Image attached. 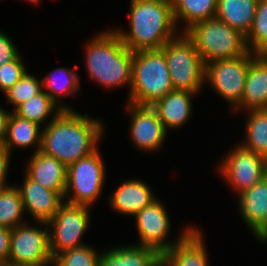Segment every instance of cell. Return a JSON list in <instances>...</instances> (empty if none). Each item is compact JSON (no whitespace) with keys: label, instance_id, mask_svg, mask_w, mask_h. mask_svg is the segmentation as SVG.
I'll return each mask as SVG.
<instances>
[{"label":"cell","instance_id":"obj_1","mask_svg":"<svg viewBox=\"0 0 267 266\" xmlns=\"http://www.w3.org/2000/svg\"><path fill=\"white\" fill-rule=\"evenodd\" d=\"M104 123L75 110H61L42 128L41 150L66 167L98 148Z\"/></svg>","mask_w":267,"mask_h":266},{"label":"cell","instance_id":"obj_2","mask_svg":"<svg viewBox=\"0 0 267 266\" xmlns=\"http://www.w3.org/2000/svg\"><path fill=\"white\" fill-rule=\"evenodd\" d=\"M128 18V31L113 30L132 52L161 49L180 33H176L173 5L164 0H130Z\"/></svg>","mask_w":267,"mask_h":266},{"label":"cell","instance_id":"obj_3","mask_svg":"<svg viewBox=\"0 0 267 266\" xmlns=\"http://www.w3.org/2000/svg\"><path fill=\"white\" fill-rule=\"evenodd\" d=\"M85 63L89 78L102 87H123L132 81L133 52L114 30L96 34L85 46Z\"/></svg>","mask_w":267,"mask_h":266},{"label":"cell","instance_id":"obj_4","mask_svg":"<svg viewBox=\"0 0 267 266\" xmlns=\"http://www.w3.org/2000/svg\"><path fill=\"white\" fill-rule=\"evenodd\" d=\"M172 90V80L161 49L133 52L132 81L127 102L151 106Z\"/></svg>","mask_w":267,"mask_h":266},{"label":"cell","instance_id":"obj_5","mask_svg":"<svg viewBox=\"0 0 267 266\" xmlns=\"http://www.w3.org/2000/svg\"><path fill=\"white\" fill-rule=\"evenodd\" d=\"M185 33L193 40L205 65L249 52L246 36L216 17L195 23Z\"/></svg>","mask_w":267,"mask_h":266},{"label":"cell","instance_id":"obj_6","mask_svg":"<svg viewBox=\"0 0 267 266\" xmlns=\"http://www.w3.org/2000/svg\"><path fill=\"white\" fill-rule=\"evenodd\" d=\"M164 52L167 68L174 90H186L200 93L205 84L206 65L193 40L181 32L161 48Z\"/></svg>","mask_w":267,"mask_h":266},{"label":"cell","instance_id":"obj_7","mask_svg":"<svg viewBox=\"0 0 267 266\" xmlns=\"http://www.w3.org/2000/svg\"><path fill=\"white\" fill-rule=\"evenodd\" d=\"M98 150L67 167L65 202L91 207L100 197L106 179V166Z\"/></svg>","mask_w":267,"mask_h":266},{"label":"cell","instance_id":"obj_8","mask_svg":"<svg viewBox=\"0 0 267 266\" xmlns=\"http://www.w3.org/2000/svg\"><path fill=\"white\" fill-rule=\"evenodd\" d=\"M255 53L214 60L206 64L205 83H209L216 93L227 100L232 110L241 102L247 71L257 57Z\"/></svg>","mask_w":267,"mask_h":266},{"label":"cell","instance_id":"obj_9","mask_svg":"<svg viewBox=\"0 0 267 266\" xmlns=\"http://www.w3.org/2000/svg\"><path fill=\"white\" fill-rule=\"evenodd\" d=\"M88 206L63 202L54 217L47 223L52 257L86 245L81 241L88 228L90 211ZM51 230V231H50Z\"/></svg>","mask_w":267,"mask_h":266},{"label":"cell","instance_id":"obj_10","mask_svg":"<svg viewBox=\"0 0 267 266\" xmlns=\"http://www.w3.org/2000/svg\"><path fill=\"white\" fill-rule=\"evenodd\" d=\"M217 168L221 178L232 186L238 196L267 175V159L237 144L233 150L227 152Z\"/></svg>","mask_w":267,"mask_h":266},{"label":"cell","instance_id":"obj_11","mask_svg":"<svg viewBox=\"0 0 267 266\" xmlns=\"http://www.w3.org/2000/svg\"><path fill=\"white\" fill-rule=\"evenodd\" d=\"M44 228H37L28 223L13 228L10 238L9 261L20 266L51 265L53 257L47 223Z\"/></svg>","mask_w":267,"mask_h":266},{"label":"cell","instance_id":"obj_12","mask_svg":"<svg viewBox=\"0 0 267 266\" xmlns=\"http://www.w3.org/2000/svg\"><path fill=\"white\" fill-rule=\"evenodd\" d=\"M159 199L153 201L138 211L136 218V229L139 236L140 246L155 249L161 255L170 250L193 226H187L181 231L174 241L167 239L170 232V221L166 207Z\"/></svg>","mask_w":267,"mask_h":266},{"label":"cell","instance_id":"obj_13","mask_svg":"<svg viewBox=\"0 0 267 266\" xmlns=\"http://www.w3.org/2000/svg\"><path fill=\"white\" fill-rule=\"evenodd\" d=\"M131 115L130 138L134 146L146 152H158L166 138V129L151 106L127 102Z\"/></svg>","mask_w":267,"mask_h":266},{"label":"cell","instance_id":"obj_14","mask_svg":"<svg viewBox=\"0 0 267 266\" xmlns=\"http://www.w3.org/2000/svg\"><path fill=\"white\" fill-rule=\"evenodd\" d=\"M22 186H17L24 211L35 219V222L42 226L46 225L56 214L59 206L64 202V198L56 191L44 188L38 182L32 180L26 173L24 174Z\"/></svg>","mask_w":267,"mask_h":266},{"label":"cell","instance_id":"obj_15","mask_svg":"<svg viewBox=\"0 0 267 266\" xmlns=\"http://www.w3.org/2000/svg\"><path fill=\"white\" fill-rule=\"evenodd\" d=\"M238 209L248 229L260 242H267V175L237 196Z\"/></svg>","mask_w":267,"mask_h":266},{"label":"cell","instance_id":"obj_16","mask_svg":"<svg viewBox=\"0 0 267 266\" xmlns=\"http://www.w3.org/2000/svg\"><path fill=\"white\" fill-rule=\"evenodd\" d=\"M202 232L192 227L170 250L162 254V266H209Z\"/></svg>","mask_w":267,"mask_h":266},{"label":"cell","instance_id":"obj_17","mask_svg":"<svg viewBox=\"0 0 267 266\" xmlns=\"http://www.w3.org/2000/svg\"><path fill=\"white\" fill-rule=\"evenodd\" d=\"M26 173L44 188L58 192L64 197L67 183V167L58 159L37 151L31 155Z\"/></svg>","mask_w":267,"mask_h":266},{"label":"cell","instance_id":"obj_18","mask_svg":"<svg viewBox=\"0 0 267 266\" xmlns=\"http://www.w3.org/2000/svg\"><path fill=\"white\" fill-rule=\"evenodd\" d=\"M195 94L186 90H172L151 105L166 131L180 128L192 117L191 100Z\"/></svg>","mask_w":267,"mask_h":266},{"label":"cell","instance_id":"obj_19","mask_svg":"<svg viewBox=\"0 0 267 266\" xmlns=\"http://www.w3.org/2000/svg\"><path fill=\"white\" fill-rule=\"evenodd\" d=\"M151 188L143 180L128 179L114 190L109 198V203L114 211L134 216L157 199Z\"/></svg>","mask_w":267,"mask_h":266},{"label":"cell","instance_id":"obj_20","mask_svg":"<svg viewBox=\"0 0 267 266\" xmlns=\"http://www.w3.org/2000/svg\"><path fill=\"white\" fill-rule=\"evenodd\" d=\"M267 109V64L257 56L249 66L241 102L232 110Z\"/></svg>","mask_w":267,"mask_h":266},{"label":"cell","instance_id":"obj_21","mask_svg":"<svg viewBox=\"0 0 267 266\" xmlns=\"http://www.w3.org/2000/svg\"><path fill=\"white\" fill-rule=\"evenodd\" d=\"M101 252L99 266H159L162 256L155 249L137 244Z\"/></svg>","mask_w":267,"mask_h":266},{"label":"cell","instance_id":"obj_22","mask_svg":"<svg viewBox=\"0 0 267 266\" xmlns=\"http://www.w3.org/2000/svg\"><path fill=\"white\" fill-rule=\"evenodd\" d=\"M258 0H218L215 17L247 36Z\"/></svg>","mask_w":267,"mask_h":266},{"label":"cell","instance_id":"obj_23","mask_svg":"<svg viewBox=\"0 0 267 266\" xmlns=\"http://www.w3.org/2000/svg\"><path fill=\"white\" fill-rule=\"evenodd\" d=\"M42 126L38 123L24 119L13 111L9 117L7 135L4 146L12 154L14 148H29L36 145L34 153L41 150ZM41 129V130H40Z\"/></svg>","mask_w":267,"mask_h":266},{"label":"cell","instance_id":"obj_24","mask_svg":"<svg viewBox=\"0 0 267 266\" xmlns=\"http://www.w3.org/2000/svg\"><path fill=\"white\" fill-rule=\"evenodd\" d=\"M77 71L66 67L56 68L42 78V85L44 90L50 98L62 109L72 110V107L59 104L60 97L73 96L80 88V77L77 76Z\"/></svg>","mask_w":267,"mask_h":266},{"label":"cell","instance_id":"obj_25","mask_svg":"<svg viewBox=\"0 0 267 266\" xmlns=\"http://www.w3.org/2000/svg\"><path fill=\"white\" fill-rule=\"evenodd\" d=\"M218 0H175L173 16L178 26L182 21L183 31L186 32L195 23L215 17ZM180 20V21H179Z\"/></svg>","mask_w":267,"mask_h":266},{"label":"cell","instance_id":"obj_26","mask_svg":"<svg viewBox=\"0 0 267 266\" xmlns=\"http://www.w3.org/2000/svg\"><path fill=\"white\" fill-rule=\"evenodd\" d=\"M246 113L245 142L241 145L267 159V109H251Z\"/></svg>","mask_w":267,"mask_h":266},{"label":"cell","instance_id":"obj_27","mask_svg":"<svg viewBox=\"0 0 267 266\" xmlns=\"http://www.w3.org/2000/svg\"><path fill=\"white\" fill-rule=\"evenodd\" d=\"M61 108L42 90L40 93L32 96L30 99L21 103L13 112L21 118L38 123L45 127L46 120L51 114H58ZM45 122V123H44Z\"/></svg>","mask_w":267,"mask_h":266},{"label":"cell","instance_id":"obj_28","mask_svg":"<svg viewBox=\"0 0 267 266\" xmlns=\"http://www.w3.org/2000/svg\"><path fill=\"white\" fill-rule=\"evenodd\" d=\"M24 206L18 187L8 185L0 187V226L13 229L22 222Z\"/></svg>","mask_w":267,"mask_h":266},{"label":"cell","instance_id":"obj_29","mask_svg":"<svg viewBox=\"0 0 267 266\" xmlns=\"http://www.w3.org/2000/svg\"><path fill=\"white\" fill-rule=\"evenodd\" d=\"M247 47L256 55L267 51V0H258L252 27L246 36Z\"/></svg>","mask_w":267,"mask_h":266},{"label":"cell","instance_id":"obj_30","mask_svg":"<svg viewBox=\"0 0 267 266\" xmlns=\"http://www.w3.org/2000/svg\"><path fill=\"white\" fill-rule=\"evenodd\" d=\"M91 246L69 249L53 258L52 266H99L100 253Z\"/></svg>","mask_w":267,"mask_h":266},{"label":"cell","instance_id":"obj_31","mask_svg":"<svg viewBox=\"0 0 267 266\" xmlns=\"http://www.w3.org/2000/svg\"><path fill=\"white\" fill-rule=\"evenodd\" d=\"M42 90V81L26 71L21 79L4 94L7 98L6 102L14 106V111L21 103L40 93Z\"/></svg>","mask_w":267,"mask_h":266},{"label":"cell","instance_id":"obj_32","mask_svg":"<svg viewBox=\"0 0 267 266\" xmlns=\"http://www.w3.org/2000/svg\"><path fill=\"white\" fill-rule=\"evenodd\" d=\"M21 54L11 62L0 66V91L5 93L26 73Z\"/></svg>","mask_w":267,"mask_h":266},{"label":"cell","instance_id":"obj_33","mask_svg":"<svg viewBox=\"0 0 267 266\" xmlns=\"http://www.w3.org/2000/svg\"><path fill=\"white\" fill-rule=\"evenodd\" d=\"M20 55L12 39L0 31V66L15 60Z\"/></svg>","mask_w":267,"mask_h":266},{"label":"cell","instance_id":"obj_34","mask_svg":"<svg viewBox=\"0 0 267 266\" xmlns=\"http://www.w3.org/2000/svg\"><path fill=\"white\" fill-rule=\"evenodd\" d=\"M10 155L12 154L9 150L3 144H0V187L8 186L6 178L9 173L8 168L10 167Z\"/></svg>","mask_w":267,"mask_h":266},{"label":"cell","instance_id":"obj_35","mask_svg":"<svg viewBox=\"0 0 267 266\" xmlns=\"http://www.w3.org/2000/svg\"><path fill=\"white\" fill-rule=\"evenodd\" d=\"M11 231L0 226V261H9Z\"/></svg>","mask_w":267,"mask_h":266},{"label":"cell","instance_id":"obj_36","mask_svg":"<svg viewBox=\"0 0 267 266\" xmlns=\"http://www.w3.org/2000/svg\"><path fill=\"white\" fill-rule=\"evenodd\" d=\"M11 113L0 107V144H4L7 135L8 121Z\"/></svg>","mask_w":267,"mask_h":266},{"label":"cell","instance_id":"obj_37","mask_svg":"<svg viewBox=\"0 0 267 266\" xmlns=\"http://www.w3.org/2000/svg\"><path fill=\"white\" fill-rule=\"evenodd\" d=\"M0 266H20V265L13 263L11 261H0Z\"/></svg>","mask_w":267,"mask_h":266},{"label":"cell","instance_id":"obj_38","mask_svg":"<svg viewBox=\"0 0 267 266\" xmlns=\"http://www.w3.org/2000/svg\"><path fill=\"white\" fill-rule=\"evenodd\" d=\"M258 56L267 64V51L262 52Z\"/></svg>","mask_w":267,"mask_h":266},{"label":"cell","instance_id":"obj_39","mask_svg":"<svg viewBox=\"0 0 267 266\" xmlns=\"http://www.w3.org/2000/svg\"><path fill=\"white\" fill-rule=\"evenodd\" d=\"M25 1H28V2L33 3V4H37V3H39L41 0H25Z\"/></svg>","mask_w":267,"mask_h":266},{"label":"cell","instance_id":"obj_40","mask_svg":"<svg viewBox=\"0 0 267 266\" xmlns=\"http://www.w3.org/2000/svg\"><path fill=\"white\" fill-rule=\"evenodd\" d=\"M164 1H167V2L173 3L175 0H164Z\"/></svg>","mask_w":267,"mask_h":266}]
</instances>
